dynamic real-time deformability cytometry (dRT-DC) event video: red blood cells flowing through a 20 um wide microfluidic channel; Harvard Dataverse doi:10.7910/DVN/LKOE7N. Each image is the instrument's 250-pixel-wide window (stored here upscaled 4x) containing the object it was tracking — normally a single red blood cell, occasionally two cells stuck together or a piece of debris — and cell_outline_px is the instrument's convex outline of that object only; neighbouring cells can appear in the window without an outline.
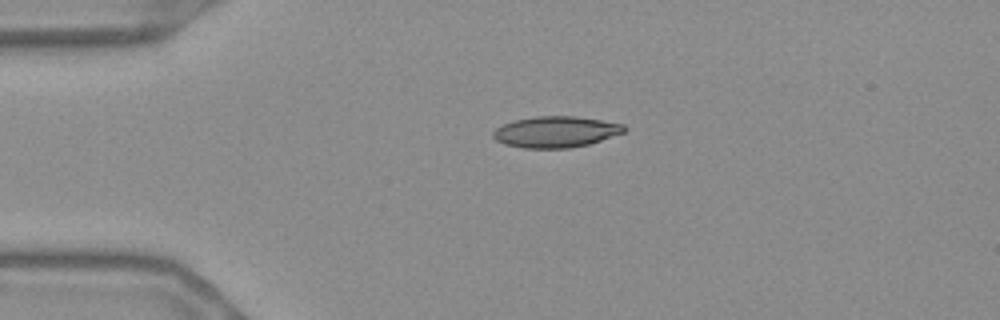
{"species": "Egyptian fruit bat (a non-hibernating species)", "species_latin": "Rousettus aegyptiacus", "temperature_condition": "warm", "stored_images_in_passage": 44, "camera_frame_rate_fps": 3000, "um_per_image_px": 0.085, "frame": {"image": 1, "passage_image": 1, "time_ms": 0.0, "image_size_px": [1000, 320], "cell_outline_px": [[628, 128], [624, 132], [588, 144], [572, 148], [524, 148], [504, 144], [496, 140], [492, 136], [492, 132], [496, 128], [512, 120], [536, 116], [576, 116], [624, 124]], "centroid_in_image_um": [47.22, 11.2], "position_along_channel_um": 37.8, "area_um2": 23.81}}
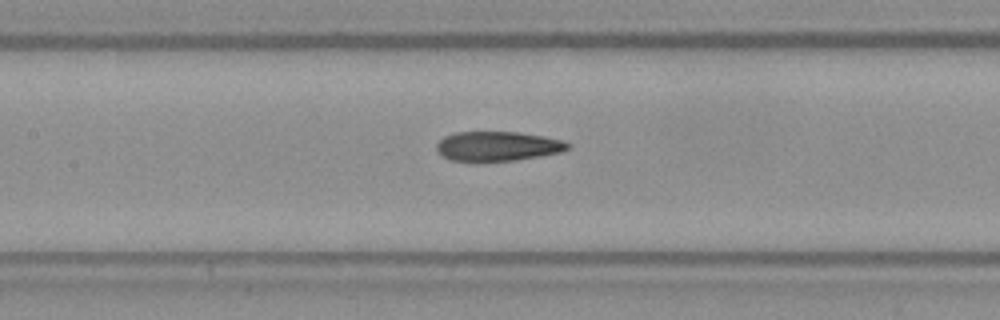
{"frame": {"image": 2, "passage_image": 14, "time_ms": 4.333, "image_size_px": [1000, 320], "cell_outline_px": [[572, 144], [568, 148], [560, 152], [540, 156], [516, 160], [448, 160], [440, 156], [436, 152], [436, 144], [444, 136], [456, 132], [516, 132], [544, 136], [564, 140]], "centroid_in_image_um": [42.28, 12.41], "position_along_channel_um": 165.1, "area_um2": 22.54}}
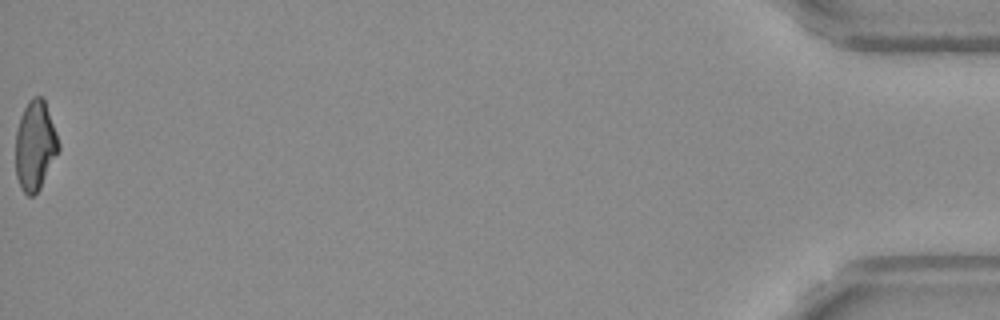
{"frame": {"image": 3, "passage_image": 44, "time_ms": 14.333, "image_size_px": [1000, 320], "cell_outline_px": [[60, 148], [40, 188], [32, 196], [28, 196], [20, 188], [16, 176], [16, 132], [20, 116], [28, 100], [32, 96], [40, 96], [44, 100], [56, 132], [60, 144]], "centroid_in_image_um": [2.97, 12.37], "position_along_channel_um": 432.2, "area_um2": 22.31}, "authors_computed_cell_mechanics": {"area_um2": 23.0044, "velocity_mm_per_s": 3.6856, "shape_relaxation_time_tau1_ms": null, "shape_relaxation_time_tau2_ms": 3.3071, "deformation_change_tau1": null, "deformation_change_tau2": 0.1141}}